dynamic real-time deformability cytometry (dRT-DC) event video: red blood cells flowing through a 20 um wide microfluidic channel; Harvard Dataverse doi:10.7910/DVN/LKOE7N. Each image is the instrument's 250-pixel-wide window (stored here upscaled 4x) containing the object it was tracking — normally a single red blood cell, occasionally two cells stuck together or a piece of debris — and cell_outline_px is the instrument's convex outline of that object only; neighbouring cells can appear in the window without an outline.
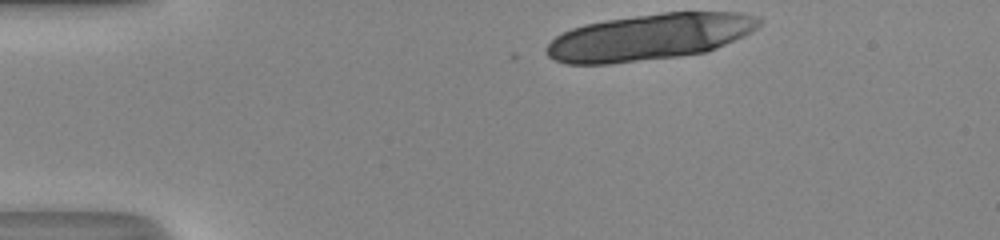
{"species": "human", "species_latin": "Homo sapiens", "temperature_condition": "room temperature", "stored_images_in_passage": 10, "camera_frame_rate_fps": 3000, "um_per_image_px": 0.085, "donor": {"sex": "male"}, "frame": {"image": 1, "passage_image": 1, "time_ms": 0.0, "image_size_px": [1000, 240], "cell_outline_px": [[764, 20], [752, 32], [744, 36], [708, 52], [680, 56], [608, 64], [568, 64], [556, 60], [548, 56], [544, 52], [544, 48], [556, 36], [572, 28], [584, 24], [608, 20], [664, 12], [740, 12], [756, 16]], "centroid_in_image_um": [55.24, 3.15], "position_along_channel_um": 29.8, "area_um2": 57.45}}